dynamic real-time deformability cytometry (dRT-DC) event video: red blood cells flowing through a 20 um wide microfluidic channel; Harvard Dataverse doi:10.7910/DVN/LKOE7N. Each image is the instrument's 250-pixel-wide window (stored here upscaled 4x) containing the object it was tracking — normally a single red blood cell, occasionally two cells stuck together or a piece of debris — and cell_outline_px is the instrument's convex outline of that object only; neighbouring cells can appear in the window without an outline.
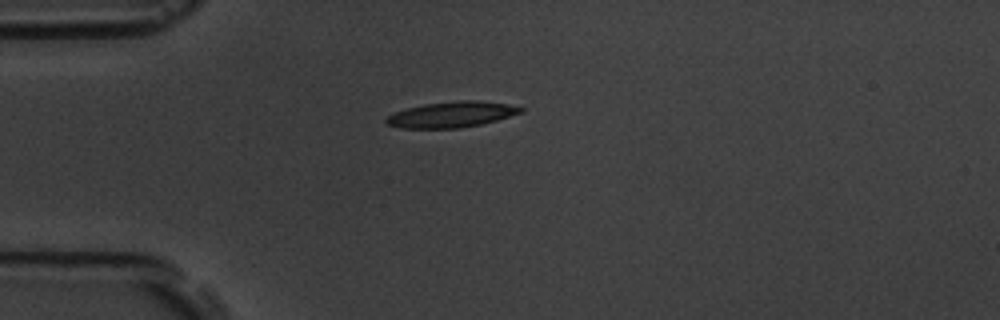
{"species": "common noctule bat (a hibernating species)", "species_latin": "Nyctalus noctula", "temperature_condition": "room temperature", "stored_images_in_passage": 8, "camera_frame_rate_fps": 3000, "um_per_image_px": 0.085, "animal": {"sex": "male", "body_mass_g": 19.5, "forearm_length_mm": 54.6}, "frame": {"image": 1, "passage_image": 1, "time_ms": 0.0, "image_size_px": [1000, 320], "cell_outline_px": [[524, 112], [496, 120], [480, 124], [460, 128], [400, 128], [388, 124], [384, 120], [388, 116], [396, 112], [408, 108], [424, 104], [460, 100], [480, 100], [508, 104], [524, 108]], "centroid_in_image_um": [38.42, 9.73], "position_along_channel_um": 46.6, "area_um2": 20.06}}
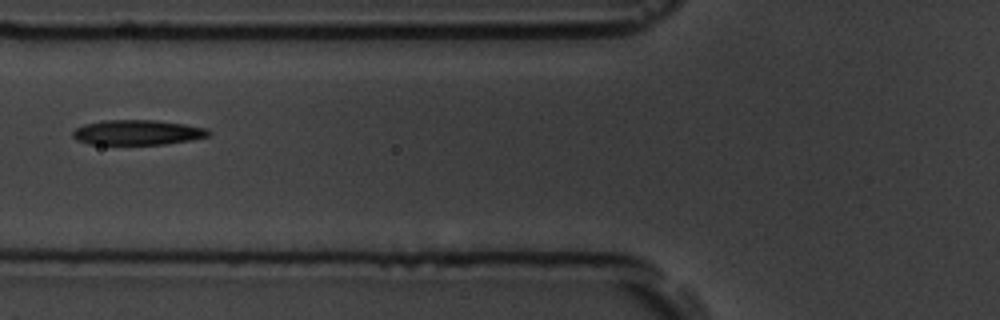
{"frame": {"image": 2, "passage_image": 3, "time_ms": 2.333, "image_size_px": [1000, 320], "cell_outline_px": [[212, 132], [208, 136], [188, 140], [164, 144], [88, 144], [76, 140], [72, 136], [72, 132], [76, 128], [84, 124], [104, 120], [156, 120], [184, 124], [208, 128]], "centroid_in_image_um": [11.67, 11.25], "position_along_channel_um": 114.1, "area_um2": 19.77}}
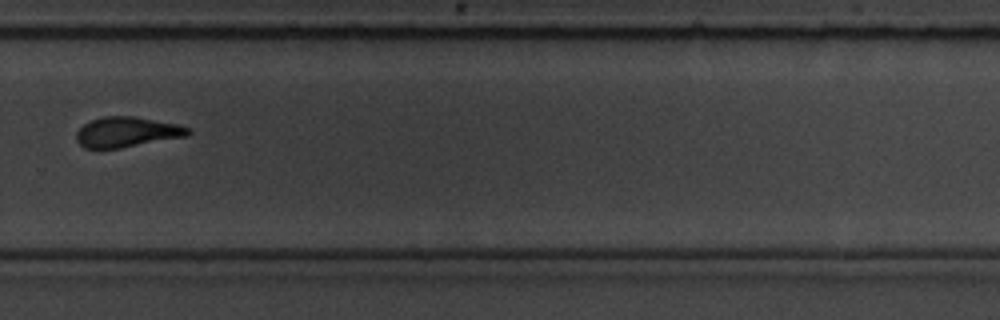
{"frame": {"image": 3, "passage_image": 8, "time_ms": 8.0, "image_size_px": [1000, 320], "cell_outline_px": [[192, 132], [188, 136], [120, 148], [84, 148], [76, 140], [76, 132], [84, 124], [92, 120], [104, 116], [136, 116], [180, 124], [192, 128]], "centroid_in_image_um": [10.85, 11.21], "position_along_channel_um": 319.0, "area_um2": 19.88}}